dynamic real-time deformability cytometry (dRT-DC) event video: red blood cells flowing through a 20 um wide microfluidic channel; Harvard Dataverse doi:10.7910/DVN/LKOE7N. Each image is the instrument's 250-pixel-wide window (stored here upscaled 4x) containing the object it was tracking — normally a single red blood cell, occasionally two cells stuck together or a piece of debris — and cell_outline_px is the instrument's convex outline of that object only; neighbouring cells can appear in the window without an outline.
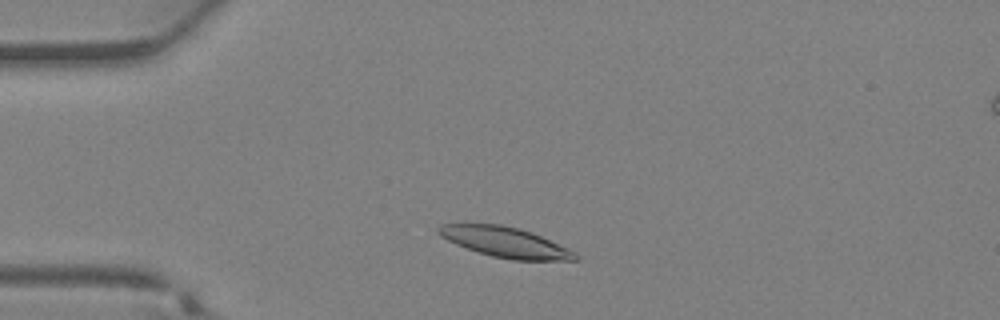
{"species": "Egyptian fruit bat (a non-hibernating species)", "species_latin": "Rousettus aegyptiacus", "temperature_condition": "warm", "stored_images_in_passage": 32, "camera_frame_rate_fps": 3000, "um_per_image_px": 0.085, "animal": {"sex": "female"}, "frame": {"image": 1, "passage_image": 4, "time_ms": 1.0, "image_size_px": [1000, 320], "cell_outline_px": [[580, 260], [512, 260], [492, 256], [456, 244], [440, 236], [436, 232], [436, 228], [440, 224], [464, 220], [500, 224], [520, 228], [532, 232], [568, 248], [576, 252], [580, 256]], "centroid_in_image_um": [42.86, 20.52], "position_along_channel_um": 42.1, "area_um2": 24.97}}
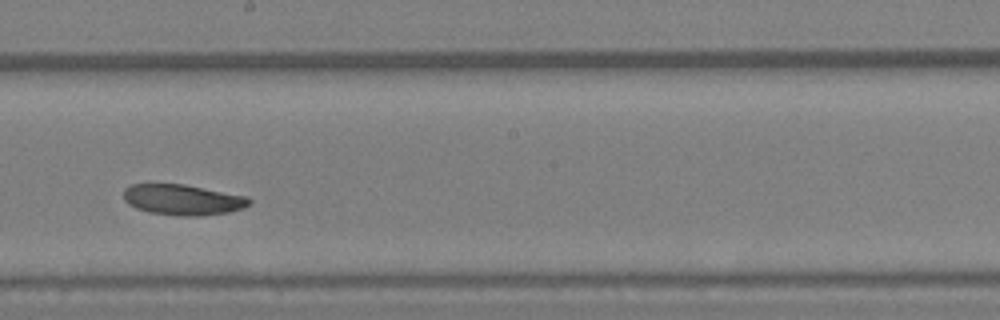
{"frame": {"image": 2, "passage_image": 16, "time_ms": 5.0, "image_size_px": [1000, 320], "cell_outline_px": [[252, 204], [244, 208], [228, 212], [200, 216], [184, 216], [148, 212], [136, 208], [128, 204], [124, 200], [124, 188], [128, 184], [152, 180], [156, 180], [184, 184], [248, 196], [252, 200]], "centroid_in_image_um": [15.47, 16.92], "position_along_channel_um": 232.7, "area_um2": 23.52}}
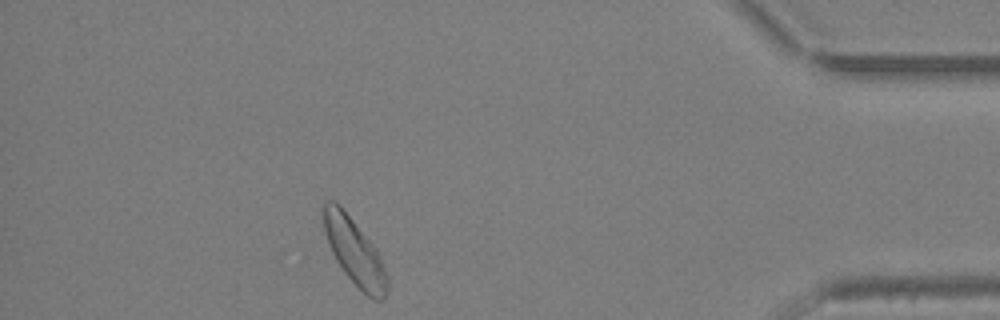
{"frame": {"image": 3, "passage_image": 28, "time_ms": 9.0, "image_size_px": [1000, 320], "cell_outline_px": [[388, 292], [384, 300], [376, 300], [368, 296], [344, 272], [336, 260], [332, 252], [324, 232], [320, 212], [320, 208], [324, 200], [332, 200], [340, 204], [376, 248], [380, 256], [388, 276]], "centroid_in_image_um": [30.1, 21.33], "position_along_channel_um": 405.1, "area_um2": 24.97}}